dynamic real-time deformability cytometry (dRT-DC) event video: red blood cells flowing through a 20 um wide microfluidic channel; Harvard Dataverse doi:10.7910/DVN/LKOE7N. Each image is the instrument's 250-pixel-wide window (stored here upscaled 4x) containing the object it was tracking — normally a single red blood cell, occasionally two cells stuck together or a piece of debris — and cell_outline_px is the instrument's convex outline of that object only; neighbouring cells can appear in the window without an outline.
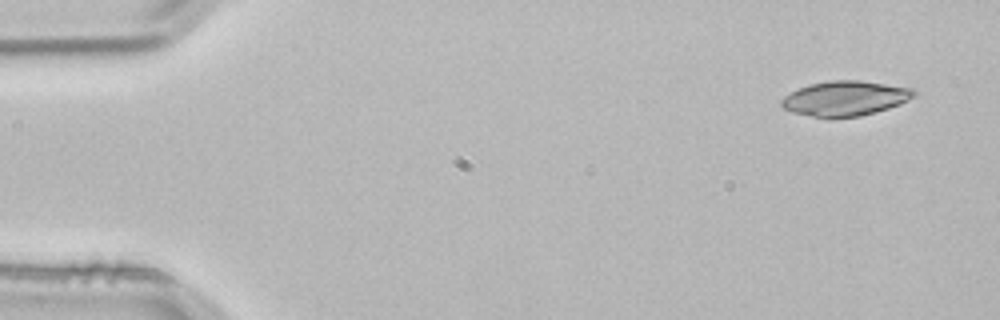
{"species": "common noctule bat (a hibernating species)", "species_latin": "Nyctalus noctula", "temperature_condition": "room temperature", "stored_images_in_passage": 3, "camera_frame_rate_fps": 3000, "um_per_image_px": 0.085, "animal": {"sex": "male", "body_mass_g": 21.5, "forearm_length_mm": 52.0}, "frame": {"image": 1, "passage_image": 1, "time_ms": 0.0, "image_size_px": [1000, 320], "cell_outline_px": [[916, 96], [900, 104], [876, 112], [856, 116], [812, 116], [792, 112], [784, 108], [780, 104], [780, 100], [784, 96], [808, 84], [832, 80], [860, 80], [916, 88]], "centroid_in_image_um": [71.88, 8.33], "position_along_channel_um": 13.1, "area_um2": 26.7}}
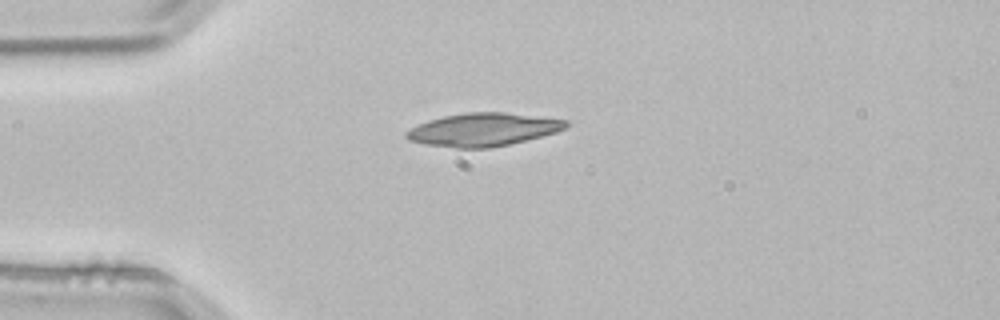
{"frame": {"image": 2, "passage_image": 3, "time_ms": 0.667, "image_size_px": [1000, 320], "cell_outline_px": [[568, 124], [564, 128], [556, 132], [508, 144], [488, 148], [456, 148], [424, 144], [408, 140], [404, 136], [404, 132], [428, 120], [444, 116], [464, 112], [504, 112], [568, 120]], "centroid_in_image_um": [41.02, 11.01], "position_along_channel_um": 44.0, "area_um2": 30.52}}